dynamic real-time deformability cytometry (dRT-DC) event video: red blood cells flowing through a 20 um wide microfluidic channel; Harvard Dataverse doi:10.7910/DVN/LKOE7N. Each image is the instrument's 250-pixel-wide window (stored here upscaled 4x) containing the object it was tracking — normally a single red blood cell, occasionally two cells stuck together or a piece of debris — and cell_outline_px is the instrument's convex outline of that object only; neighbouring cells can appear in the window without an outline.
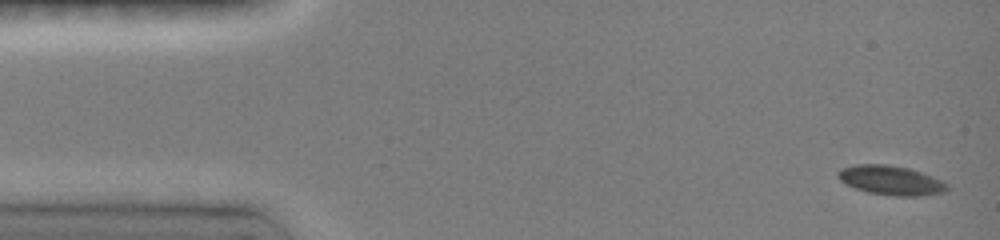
{"species": "common noctule bat (a hibernating species)", "species_latin": "Nyctalus noctula", "temperature_condition": "room temperature", "stored_images_in_passage": 10, "camera_frame_rate_fps": 3000, "um_per_image_px": 0.085, "animal": {"sex": "female", "body_mass_g": 19.0, "forearm_length_mm": 51.5}, "frame": {"image": 1, "passage_image": 1, "time_ms": 0.0, "image_size_px": [1000, 240], "cell_outline_px": [[948, 188], [944, 192], [920, 196], [896, 196], [868, 192], [856, 188], [840, 180], [836, 176], [836, 172], [840, 168], [856, 164], [884, 164], [908, 168], [932, 176], [948, 184]], "centroid_in_image_um": [75.7, 15.32], "position_along_channel_um": 9.3, "area_um2": 18.55}}
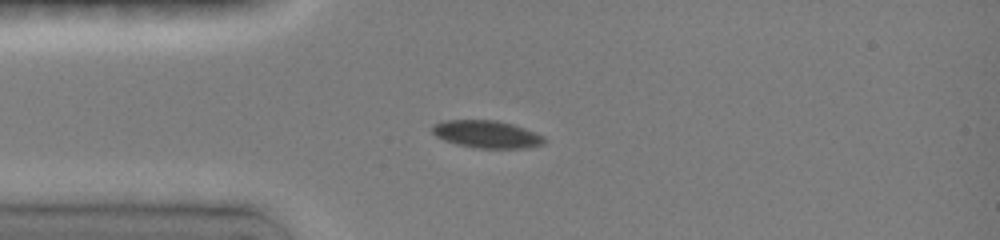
{"frame": {"image": 2, "passage_image": 6, "time_ms": 3.333, "image_size_px": [1000, 240], "cell_outline_px": [[544, 144], [528, 148], [472, 148], [456, 144], [444, 140], [436, 136], [432, 132], [432, 124], [444, 120], [496, 120], [512, 124], [524, 128], [544, 136]], "centroid_in_image_um": [41.35, 11.41], "position_along_channel_um": 43.7, "area_um2": 18.03}}